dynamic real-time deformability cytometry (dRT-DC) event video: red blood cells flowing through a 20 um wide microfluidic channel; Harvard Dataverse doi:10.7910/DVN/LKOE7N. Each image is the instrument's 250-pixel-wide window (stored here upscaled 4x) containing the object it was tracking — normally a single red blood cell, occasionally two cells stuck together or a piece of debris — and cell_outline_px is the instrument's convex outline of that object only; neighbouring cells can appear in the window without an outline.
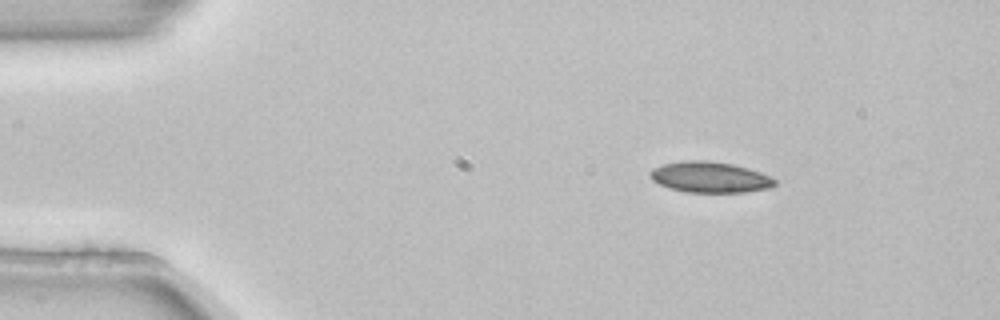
{"species": "common noctule bat (a hibernating species)", "species_latin": "Nyctalus noctula", "temperature_condition": "room temperature", "stored_images_in_passage": 3, "camera_frame_rate_fps": 3000, "um_per_image_px": 0.085, "animal": {"sex": "female", "body_mass_g": 22.7, "forearm_length_mm": 54.2}, "frame": {"image": 1, "passage_image": 1, "time_ms": 0.0, "image_size_px": [1000, 320], "cell_outline_px": [[776, 184], [772, 188], [748, 192], [684, 192], [660, 184], [652, 180], [648, 172], [652, 168], [664, 164], [684, 160], [704, 160], [732, 164], [748, 168], [760, 172], [776, 180]], "centroid_in_image_um": [60.35, 15.06], "position_along_channel_um": 24.6, "area_um2": 22.43}}
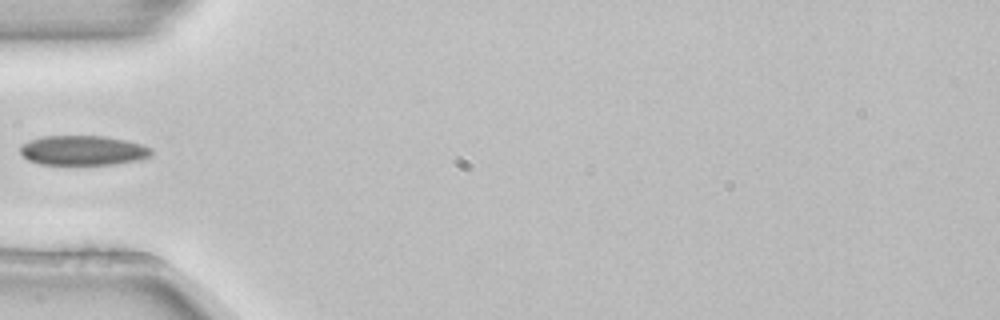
{"frame": {"image": 2, "passage_image": 3, "time_ms": 0.667, "image_size_px": [1000, 320], "cell_outline_px": [[152, 156], [140, 160], [112, 164], [40, 164], [28, 160], [20, 152], [20, 144], [28, 140], [44, 136], [104, 136], [124, 140], [140, 144], [152, 148]], "centroid_in_image_um": [7.04, 12.78], "position_along_channel_um": 78.0, "area_um2": 22.72}}